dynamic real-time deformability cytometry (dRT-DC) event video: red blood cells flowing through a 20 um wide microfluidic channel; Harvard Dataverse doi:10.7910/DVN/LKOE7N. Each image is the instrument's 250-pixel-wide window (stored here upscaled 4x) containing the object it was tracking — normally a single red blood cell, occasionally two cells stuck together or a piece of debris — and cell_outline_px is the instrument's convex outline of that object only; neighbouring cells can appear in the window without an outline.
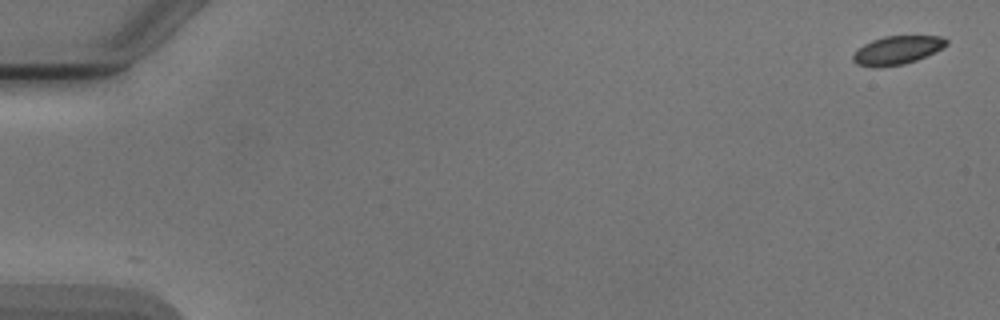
{"species": "Egyptian fruit bat (a non-hibernating species)", "species_latin": "Rousettus aegyptiacus", "temperature_condition": "cold", "stored_images_in_passage": 5, "camera_frame_rate_fps": 3000, "um_per_image_px": 0.085, "animal": {"sex": "male"}, "frame": {"image": 1, "passage_image": 1, "time_ms": 0.0, "image_size_px": [1000, 320], "cell_outline_px": [[948, 44], [916, 60], [904, 64], [880, 68], [872, 68], [856, 64], [852, 60], [852, 56], [864, 44], [872, 40], [884, 36], [940, 36], [948, 40]], "centroid_in_image_um": [76.21, 4.28], "position_along_channel_um": 8.8, "area_um2": 15.37}}